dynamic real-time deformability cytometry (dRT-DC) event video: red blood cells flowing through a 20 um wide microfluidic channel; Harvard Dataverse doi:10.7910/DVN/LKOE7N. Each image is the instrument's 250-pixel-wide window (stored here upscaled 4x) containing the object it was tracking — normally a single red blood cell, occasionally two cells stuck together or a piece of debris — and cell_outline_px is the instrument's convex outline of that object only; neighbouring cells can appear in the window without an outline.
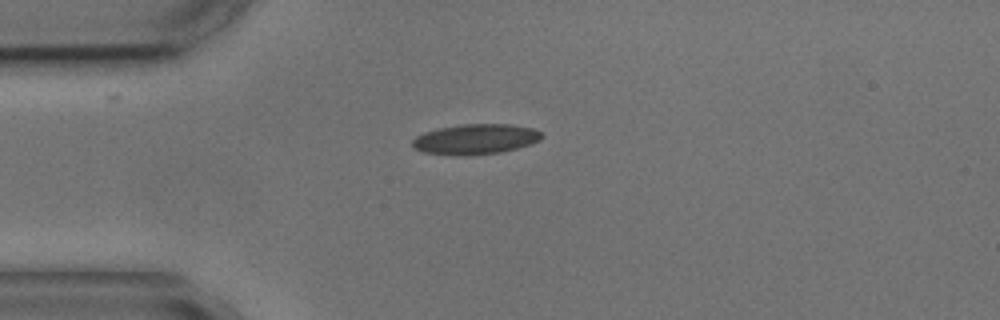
{"species": "common noctule bat (a hibernating species)", "species_latin": "Nyctalus noctula", "temperature_condition": "cold", "stored_images_in_passage": 3, "camera_frame_rate_fps": 3000, "um_per_image_px": 0.085, "animal": {"sex": "male", "body_mass_g": 17.9, "forearm_length_mm": 54.2}, "frame": {"image": 1, "passage_image": 1, "time_ms": 0.0, "image_size_px": [1000, 320], "cell_outline_px": [[544, 136], [540, 140], [532, 144], [500, 152], [460, 156], [424, 152], [412, 148], [412, 140], [416, 136], [424, 132], [440, 128], [460, 124], [508, 124], [532, 128], [540, 132]], "centroid_in_image_um": [40.4, 11.83], "position_along_channel_um": 44.6, "area_um2": 22.77}}
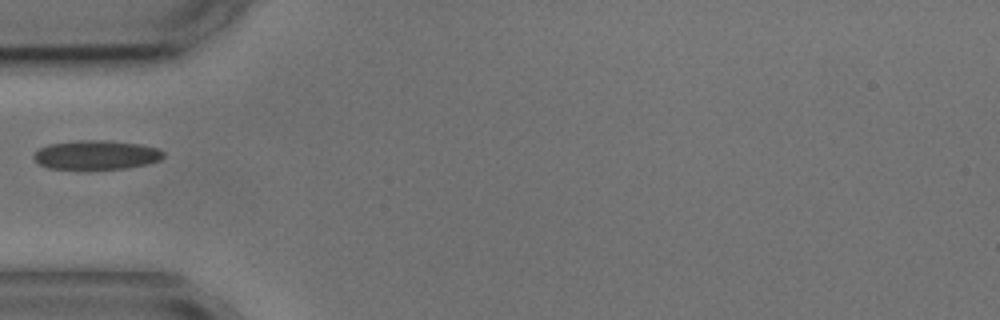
{"frame": {"image": 2, "passage_image": 2, "time_ms": 1.333, "image_size_px": [1000, 320], "cell_outline_px": [[164, 156], [160, 160], [144, 164], [124, 168], [88, 172], [48, 168], [40, 164], [32, 156], [40, 148], [48, 144], [80, 140], [108, 140], [140, 144], [160, 148], [164, 152]], "centroid_in_image_um": [8.17, 13.2], "position_along_channel_um": 76.8, "area_um2": 22.83}}